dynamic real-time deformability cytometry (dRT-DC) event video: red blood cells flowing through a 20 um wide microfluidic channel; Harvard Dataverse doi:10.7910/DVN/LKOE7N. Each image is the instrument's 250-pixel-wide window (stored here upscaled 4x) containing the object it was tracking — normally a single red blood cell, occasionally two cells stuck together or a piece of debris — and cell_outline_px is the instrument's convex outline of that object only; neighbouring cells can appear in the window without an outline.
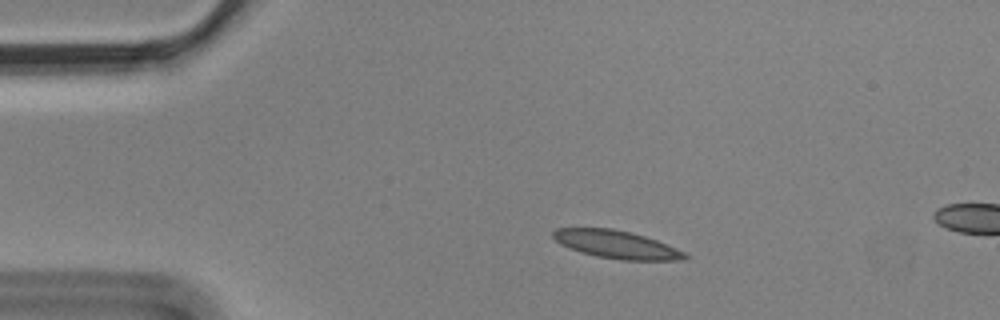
{"species": "Egyptian fruit bat (a non-hibernating species)", "species_latin": "Rousettus aegyptiacus", "temperature_condition": "cold", "stored_images_in_passage": 3, "camera_frame_rate_fps": 3000, "um_per_image_px": 0.085, "animal": {"sex": "male"}, "frame": {"image": 1, "passage_image": 1, "time_ms": 0.0, "image_size_px": [1000, 320], "cell_outline_px": [[688, 260], [620, 260], [596, 256], [580, 252], [568, 248], [560, 244], [552, 236], [552, 232], [556, 228], [612, 228], [644, 236], [656, 240], [676, 248], [684, 252], [688, 256]], "centroid_in_image_um": [52.38, 20.79], "position_along_channel_um": 32.6, "area_um2": 21.39}}